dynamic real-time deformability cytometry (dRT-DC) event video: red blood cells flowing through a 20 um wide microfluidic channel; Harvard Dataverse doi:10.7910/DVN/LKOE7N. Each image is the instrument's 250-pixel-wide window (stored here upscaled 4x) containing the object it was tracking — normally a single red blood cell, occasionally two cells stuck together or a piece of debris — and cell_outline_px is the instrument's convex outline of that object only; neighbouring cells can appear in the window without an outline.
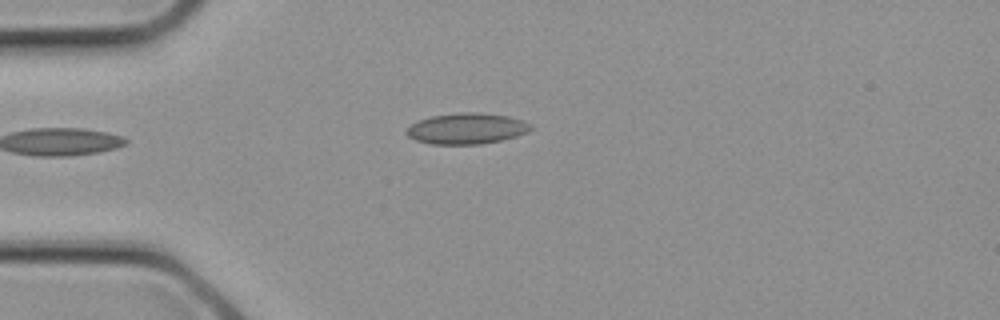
{"species": "common noctule bat (a hibernating species)", "species_latin": "Nyctalus noctula", "temperature_condition": "cold", "stored_images_in_passage": 2, "camera_frame_rate_fps": 3000, "um_per_image_px": 0.085, "animal": {"sex": "female", "body_mass_g": 21.9}, "frame": {"image": 1, "passage_image": 2, "time_ms": 0.333, "image_size_px": [1000, 320], "cell_outline_px": [[532, 128], [528, 132], [516, 136], [500, 140], [480, 144], [432, 144], [416, 140], [408, 136], [404, 132], [412, 124], [420, 120], [432, 116], [464, 112], [476, 112], [508, 116], [524, 120], [532, 124]], "centroid_in_image_um": [39.7, 10.93], "position_along_channel_um": 45.3, "area_um2": 22.25}}